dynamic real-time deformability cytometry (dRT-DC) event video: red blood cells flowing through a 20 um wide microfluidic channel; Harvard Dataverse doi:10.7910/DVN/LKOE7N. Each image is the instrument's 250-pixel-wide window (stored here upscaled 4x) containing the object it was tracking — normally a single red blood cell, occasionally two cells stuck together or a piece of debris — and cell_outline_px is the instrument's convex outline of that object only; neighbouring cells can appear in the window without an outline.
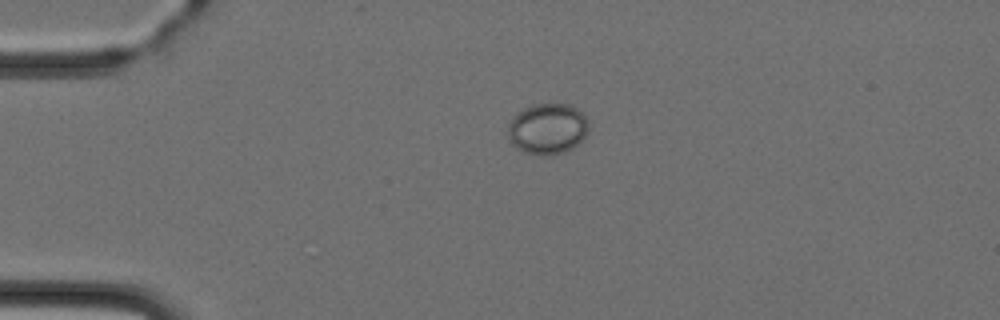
{"species": "Egyptian fruit bat (a non-hibernating species)", "species_latin": "Rousettus aegyptiacus", "temperature_condition": "cold", "stored_images_in_passage": 3, "camera_frame_rate_fps": 3000, "um_per_image_px": 0.085, "animal": {"sex": "female"}, "frame": {"image": 1, "passage_image": 3, "time_ms": 3.333, "image_size_px": [1000, 320], "cell_outline_px": [[588, 132], [572, 148], [564, 152], [524, 152], [516, 148], [512, 144], [508, 136], [508, 124], [512, 116], [516, 112], [532, 104], [552, 100], [572, 104], [588, 120]], "centroid_in_image_um": [46.52, 10.83], "position_along_channel_um": 38.5, "area_um2": 24.04}}